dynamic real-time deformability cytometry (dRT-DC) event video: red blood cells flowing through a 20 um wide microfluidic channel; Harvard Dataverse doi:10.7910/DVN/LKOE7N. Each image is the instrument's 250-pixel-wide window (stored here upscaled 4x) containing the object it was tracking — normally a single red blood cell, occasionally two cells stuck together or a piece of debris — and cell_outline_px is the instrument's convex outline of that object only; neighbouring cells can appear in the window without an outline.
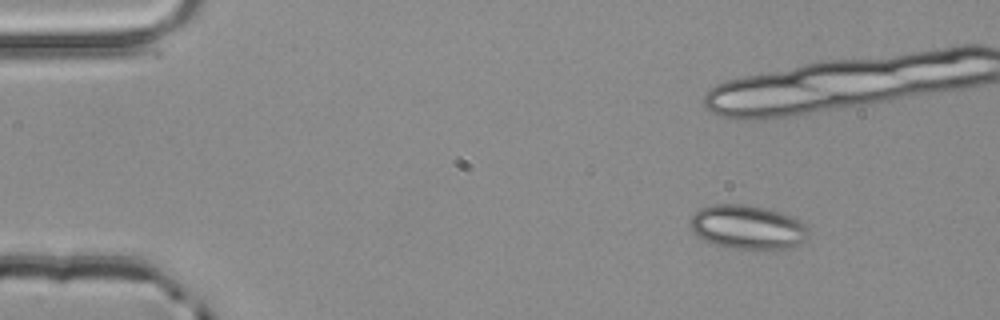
{"species": "common noctule bat (a hibernating species)", "species_latin": "Nyctalus noctula", "temperature_condition": "room temperature", "stored_images_in_passage": 4, "camera_frame_rate_fps": 3000, "um_per_image_px": 0.085, "animal": {"sex": "male", "body_mass_g": 20.4}, "frame": {"image": 1, "passage_image": 1, "time_ms": 0.0, "image_size_px": [1000, 320], "cell_outline_px": [[808, 236], [804, 240], [792, 248], [724, 248], [712, 244], [696, 236], [688, 224], [692, 216], [700, 208], [712, 204], [744, 204], [764, 208], [780, 212], [792, 216], [804, 224], [808, 228]], "centroid_in_image_um": [63.5, 19.3], "position_along_channel_um": 21.5, "area_um2": 30.4}}